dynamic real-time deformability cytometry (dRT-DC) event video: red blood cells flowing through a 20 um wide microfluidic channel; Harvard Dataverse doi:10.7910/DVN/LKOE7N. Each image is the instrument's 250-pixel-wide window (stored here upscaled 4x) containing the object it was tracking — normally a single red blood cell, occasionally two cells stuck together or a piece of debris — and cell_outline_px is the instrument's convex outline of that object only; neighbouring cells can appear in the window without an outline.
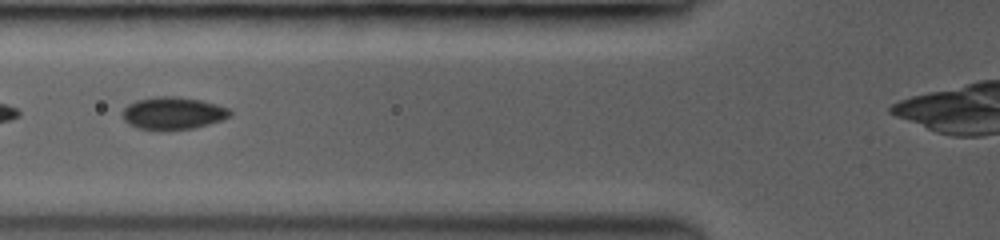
{"species": "common noctule bat (a hibernating species)", "species_latin": "Nyctalus noctula", "temperature_condition": "room temperature", "stored_images_in_passage": 9, "camera_frame_rate_fps": 3500, "um_per_image_px": 0.085, "animal": {"sex": "female", "body_mass_g": 19.0, "forearm_length_mm": 53.3}, "frame": {"image": 1, "passage_image": 6, "time_ms": 1.429, "image_size_px": [1000, 240], "cell_outline_px": [[232, 112], [228, 116], [220, 120], [196, 128], [168, 132], [160, 132], [140, 128], [128, 124], [124, 120], [124, 108], [128, 104], [140, 100], [164, 96], [200, 100], [228, 108]], "centroid_in_image_um": [14.69, 9.68], "position_along_channel_um": 111.1, "area_um2": 20.17}}
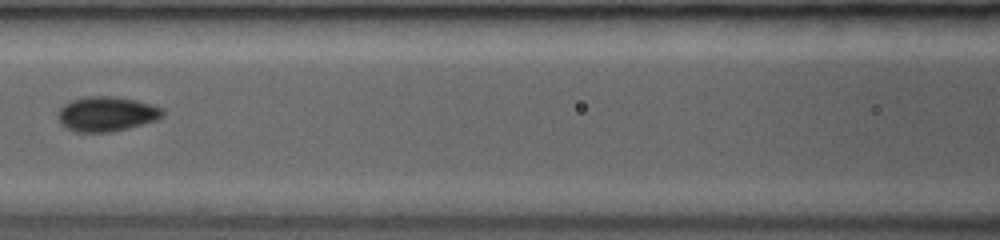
{"frame": {"image": 2, "passage_image": 8, "time_ms": 2.0, "image_size_px": [1000, 240], "cell_outline_px": [[164, 112], [156, 120], [108, 132], [76, 132], [60, 124], [60, 108], [64, 104], [72, 100], [96, 96], [104, 96], [132, 100], [148, 104], [160, 108]], "centroid_in_image_um": [9.01, 9.7], "position_along_channel_um": 157.6, "area_um2": 20.23}}